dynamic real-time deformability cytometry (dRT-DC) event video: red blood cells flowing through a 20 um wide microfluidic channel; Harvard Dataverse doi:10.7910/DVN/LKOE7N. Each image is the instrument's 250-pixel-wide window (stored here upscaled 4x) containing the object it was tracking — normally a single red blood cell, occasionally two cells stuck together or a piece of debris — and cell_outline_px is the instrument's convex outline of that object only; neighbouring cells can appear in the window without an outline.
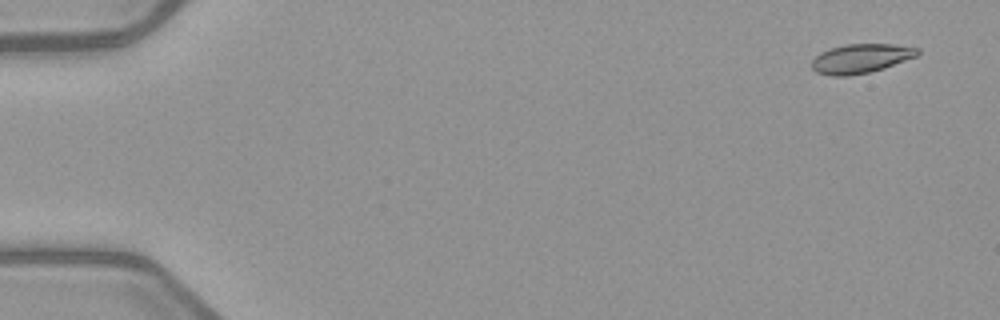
{"species": "common noctule bat (a hibernating species)", "species_latin": "Nyctalus noctula", "temperature_condition": "warm", "stored_images_in_passage": 5, "camera_frame_rate_fps": 3000, "um_per_image_px": 0.085, "animal": {"sex": "female", "body_mass_g": 21.9}, "frame": {"image": 1, "passage_image": 1, "time_ms": 0.0, "image_size_px": [1000, 320], "cell_outline_px": [[920, 52], [916, 56], [884, 68], [868, 72], [848, 76], [832, 76], [816, 72], [812, 68], [812, 60], [820, 52], [828, 48], [844, 44], [892, 44], [920, 48]], "centroid_in_image_um": [73.15, 4.96], "position_along_channel_um": 11.9, "area_um2": 18.03}}
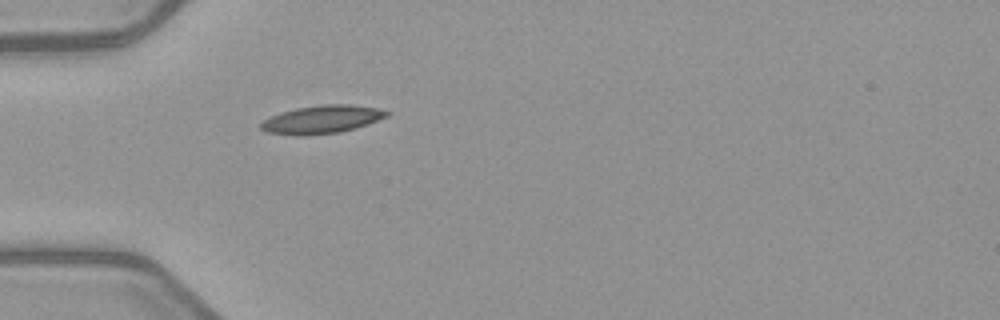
{"frame": {"image": 2, "passage_image": 5, "time_ms": 4.667, "image_size_px": [1000, 320], "cell_outline_px": [[392, 112], [388, 116], [356, 128], [340, 132], [304, 136], [300, 136], [268, 132], [260, 128], [260, 124], [264, 120], [280, 112], [296, 108], [320, 104], [348, 104], [376, 108]], "centroid_in_image_um": [27.36, 10.15], "position_along_channel_um": 57.6, "area_um2": 20.58}}